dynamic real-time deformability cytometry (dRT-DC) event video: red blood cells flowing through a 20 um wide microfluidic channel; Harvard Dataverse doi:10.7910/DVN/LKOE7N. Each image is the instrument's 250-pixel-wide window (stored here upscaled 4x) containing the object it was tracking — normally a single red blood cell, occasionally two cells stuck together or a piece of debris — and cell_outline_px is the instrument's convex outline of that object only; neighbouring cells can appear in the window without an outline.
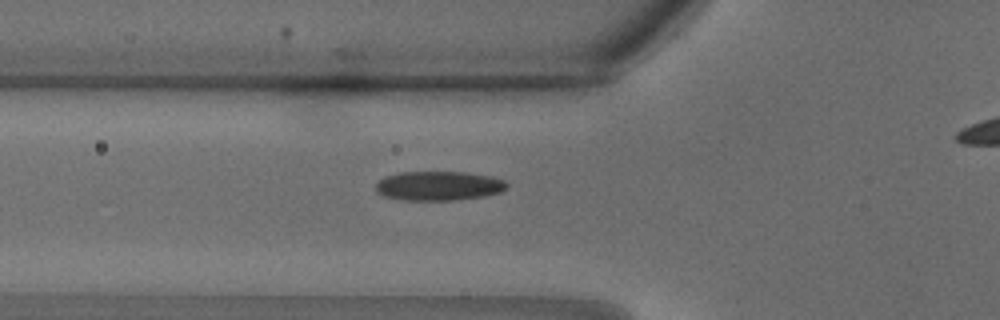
{"species": "common noctule bat (a hibernating species)", "species_latin": "Nyctalus noctula", "temperature_condition": "warm", "stored_images_in_passage": 21, "camera_frame_rate_fps": 3000, "um_per_image_px": 0.085, "animal": {"sex": "male", "body_mass_g": 18.8}, "frame": {"image": 1, "passage_image": 4, "time_ms": 1.0, "image_size_px": [1000, 320], "cell_outline_px": [[508, 184], [500, 192], [484, 196], [452, 200], [400, 200], [384, 196], [376, 192], [376, 180], [384, 176], [400, 172], [464, 172], [492, 176], [504, 180]], "centroid_in_image_um": [37.23, 15.79], "position_along_channel_um": 88.6, "area_um2": 22.48}}
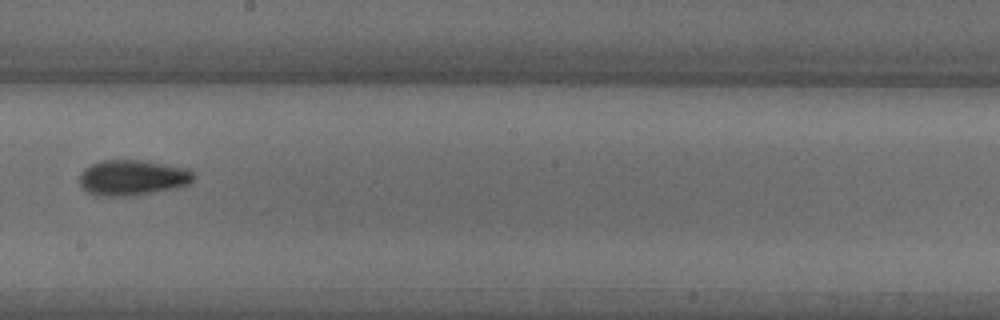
{"frame": {"image": 2, "passage_image": 11, "time_ms": 3.333, "image_size_px": [1000, 320], "cell_outline_px": [[196, 176], [188, 184], [176, 188], [136, 196], [96, 196], [88, 192], [80, 184], [80, 172], [84, 168], [92, 164], [104, 160], [136, 160], [188, 168], [196, 172]], "centroid_in_image_um": [11.28, 15.12], "position_along_channel_um": 236.9, "area_um2": 23.76}}
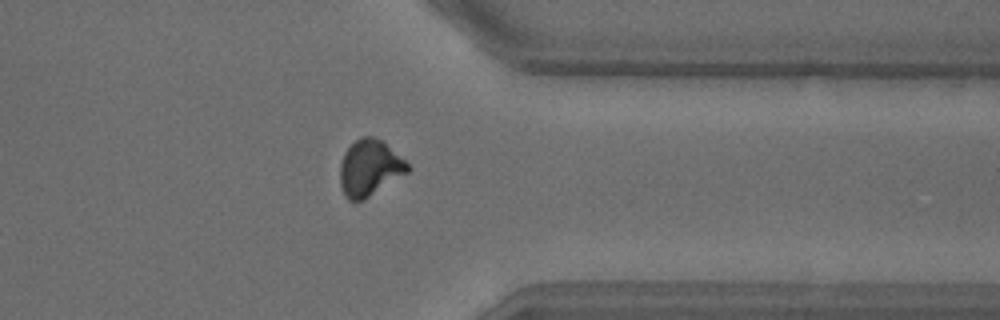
{"frame": {"image": 3, "passage_image": 18, "time_ms": 5.667, "image_size_px": [1000, 320], "cell_outline_px": [[412, 168], [408, 172], [364, 200], [356, 204], [348, 200], [340, 184], [340, 164], [344, 152], [360, 136], [372, 136], [384, 140]], "centroid_in_image_um": [31.41, 14.28], "position_along_channel_um": 380.0, "area_um2": 22.37}}